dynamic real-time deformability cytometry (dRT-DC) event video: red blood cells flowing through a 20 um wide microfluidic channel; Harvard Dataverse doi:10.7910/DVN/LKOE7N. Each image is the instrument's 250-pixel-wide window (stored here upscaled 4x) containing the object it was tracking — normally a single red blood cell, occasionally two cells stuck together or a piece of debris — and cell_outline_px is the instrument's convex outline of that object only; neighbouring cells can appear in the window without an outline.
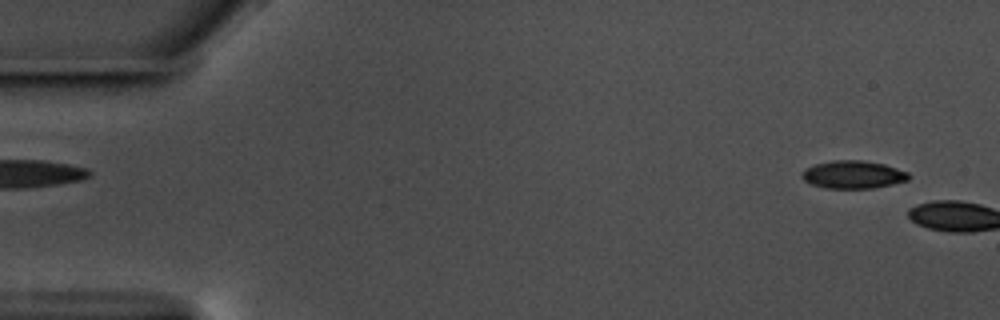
{"species": "common noctule bat (a hibernating species)", "species_latin": "Nyctalus noctula", "temperature_condition": "warm", "stored_images_in_passage": 5, "camera_frame_rate_fps": 3000, "um_per_image_px": 0.085, "animal": {"sex": "male", "body_mass_g": 17.5, "forearm_length_mm": 52.3}, "frame": {"image": 1, "passage_image": 3, "time_ms": 0.667, "image_size_px": [1000, 320], "cell_outline_px": [[908, 180], [892, 184], [872, 188], [828, 188], [812, 184], [804, 180], [800, 176], [808, 168], [816, 164], [832, 160], [860, 160], [884, 164], [908, 172]], "centroid_in_image_um": [72.52, 14.84], "position_along_channel_um": 12.5, "area_um2": 16.99}}